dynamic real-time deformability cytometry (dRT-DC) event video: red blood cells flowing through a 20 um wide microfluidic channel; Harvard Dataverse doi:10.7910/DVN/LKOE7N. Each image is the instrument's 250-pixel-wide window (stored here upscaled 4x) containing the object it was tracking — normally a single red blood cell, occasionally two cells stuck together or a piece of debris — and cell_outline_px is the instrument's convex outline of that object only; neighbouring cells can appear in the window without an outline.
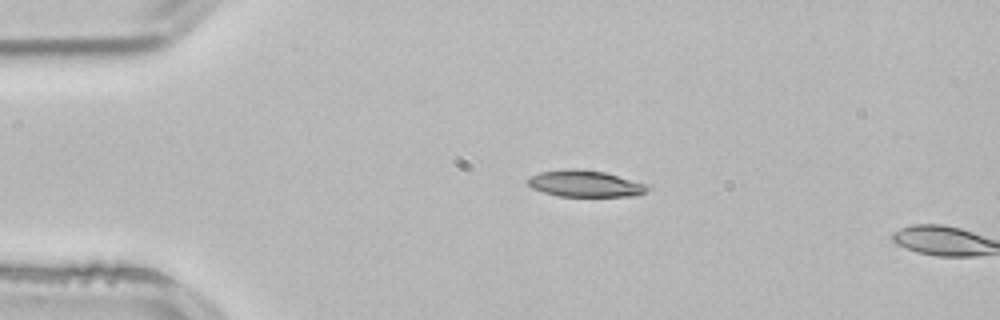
{"species": "common noctule bat (a hibernating species)", "species_latin": "Nyctalus noctula", "temperature_condition": "room temperature", "stored_images_in_passage": 2, "camera_frame_rate_fps": 3000, "um_per_image_px": 0.085, "animal": {"sex": "male", "body_mass_g": 21.5, "forearm_length_mm": 52.0}, "frame": {"image": 1, "passage_image": 1, "time_ms": 0.0, "image_size_px": [1000, 320], "cell_outline_px": [[652, 188], [640, 196], [556, 196], [532, 188], [528, 184], [528, 176], [540, 172], [568, 168], [576, 168], [604, 172], [644, 184]], "centroid_in_image_um": [49.72, 15.61], "position_along_channel_um": 35.3, "area_um2": 18.5}}